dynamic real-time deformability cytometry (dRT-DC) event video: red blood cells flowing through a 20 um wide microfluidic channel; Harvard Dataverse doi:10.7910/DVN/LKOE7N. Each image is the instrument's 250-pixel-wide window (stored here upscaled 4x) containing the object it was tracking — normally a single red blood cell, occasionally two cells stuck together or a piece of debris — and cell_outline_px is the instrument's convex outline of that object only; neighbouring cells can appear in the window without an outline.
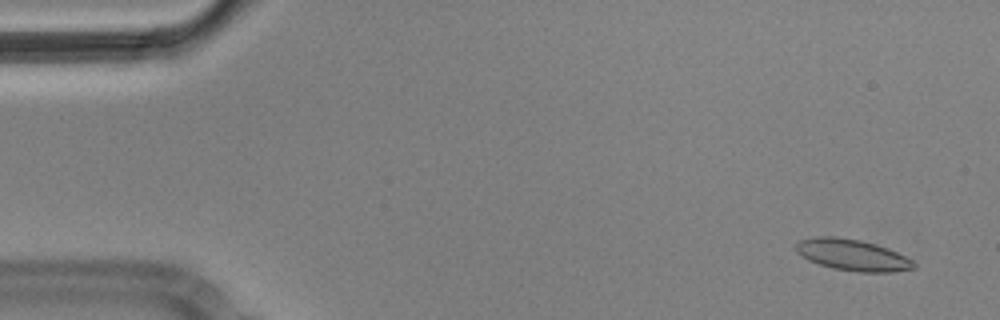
{"species": "Egyptian fruit bat (a non-hibernating species)", "species_latin": "Rousettus aegyptiacus", "temperature_condition": "cold", "stored_images_in_passage": 56, "camera_frame_rate_fps": 3000, "um_per_image_px": 0.085, "animal": {"sex": "male"}, "frame": {"image": 1, "passage_image": 3, "time_ms": 0.667, "image_size_px": [1000, 320], "cell_outline_px": [[916, 268], [892, 272], [856, 272], [832, 268], [808, 260], [796, 252], [796, 244], [800, 240], [816, 236], [836, 236], [860, 240], [876, 244], [888, 248], [912, 260], [916, 264]], "centroid_in_image_um": [72.45, 21.67], "position_along_channel_um": 12.5, "area_um2": 21.56}}
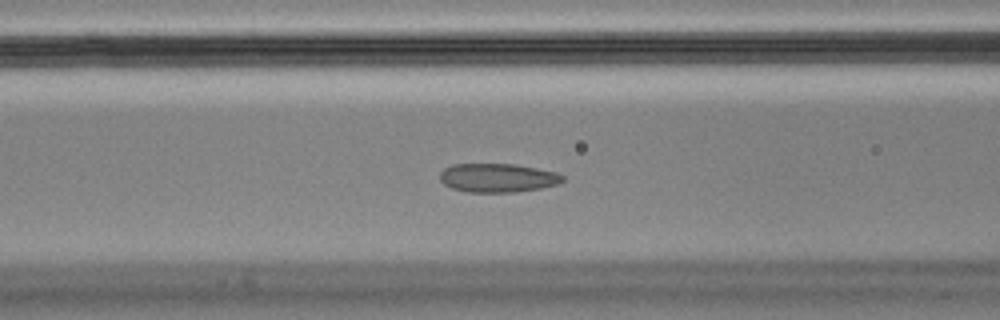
{"frame": {"image": 2, "passage_image": 22, "time_ms": 7.0, "image_size_px": [1000, 320], "cell_outline_px": [[564, 180], [556, 184], [540, 188], [516, 192], [468, 192], [452, 188], [444, 184], [440, 180], [440, 172], [444, 168], [452, 164], [516, 164], [556, 172], [564, 176]], "centroid_in_image_um": [42.28, 15.11], "position_along_channel_um": 124.3, "area_um2": 20.58}}
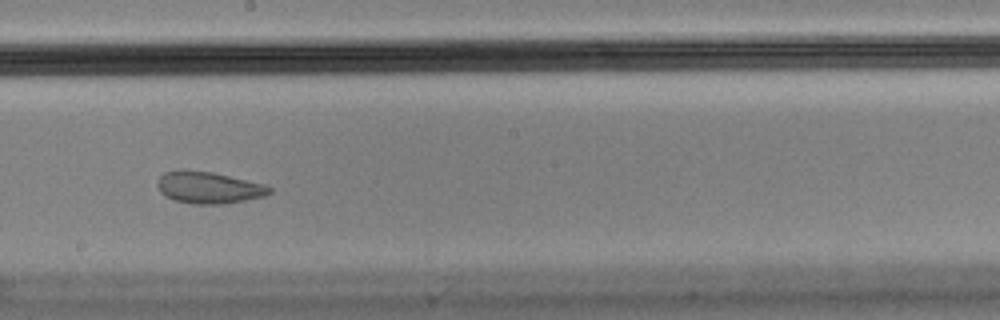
{"frame": {"image": 3, "passage_image": 31, "time_ms": 10.0, "image_size_px": [1000, 320], "cell_outline_px": [[272, 192], [264, 196], [224, 204], [192, 204], [172, 200], [164, 196], [160, 192], [156, 184], [156, 180], [164, 172], [212, 172], [264, 184], [272, 188]], "centroid_in_image_um": [17.73, 15.98], "position_along_channel_um": 230.5, "area_um2": 20.4}}